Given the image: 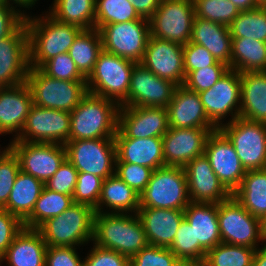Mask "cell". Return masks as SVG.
I'll return each mask as SVG.
<instances>
[{"mask_svg": "<svg viewBox=\"0 0 266 266\" xmlns=\"http://www.w3.org/2000/svg\"><path fill=\"white\" fill-rule=\"evenodd\" d=\"M92 241L129 259L149 245L137 213L95 212Z\"/></svg>", "mask_w": 266, "mask_h": 266, "instance_id": "1", "label": "cell"}, {"mask_svg": "<svg viewBox=\"0 0 266 266\" xmlns=\"http://www.w3.org/2000/svg\"><path fill=\"white\" fill-rule=\"evenodd\" d=\"M29 36V67L40 68L49 59L69 51L82 28L56 20L49 13L24 19Z\"/></svg>", "mask_w": 266, "mask_h": 266, "instance_id": "2", "label": "cell"}, {"mask_svg": "<svg viewBox=\"0 0 266 266\" xmlns=\"http://www.w3.org/2000/svg\"><path fill=\"white\" fill-rule=\"evenodd\" d=\"M119 107L113 100L87 92L70 112L69 141L114 138Z\"/></svg>", "mask_w": 266, "mask_h": 266, "instance_id": "3", "label": "cell"}, {"mask_svg": "<svg viewBox=\"0 0 266 266\" xmlns=\"http://www.w3.org/2000/svg\"><path fill=\"white\" fill-rule=\"evenodd\" d=\"M95 209L74 203L58 216L42 223L37 230L47 246L79 247L93 238Z\"/></svg>", "mask_w": 266, "mask_h": 266, "instance_id": "4", "label": "cell"}, {"mask_svg": "<svg viewBox=\"0 0 266 266\" xmlns=\"http://www.w3.org/2000/svg\"><path fill=\"white\" fill-rule=\"evenodd\" d=\"M136 64L102 50L86 79L87 92L113 100L120 106L128 97L131 73Z\"/></svg>", "mask_w": 266, "mask_h": 266, "instance_id": "5", "label": "cell"}, {"mask_svg": "<svg viewBox=\"0 0 266 266\" xmlns=\"http://www.w3.org/2000/svg\"><path fill=\"white\" fill-rule=\"evenodd\" d=\"M191 202L184 167L162 166L153 170L140 207L184 210Z\"/></svg>", "mask_w": 266, "mask_h": 266, "instance_id": "6", "label": "cell"}, {"mask_svg": "<svg viewBox=\"0 0 266 266\" xmlns=\"http://www.w3.org/2000/svg\"><path fill=\"white\" fill-rule=\"evenodd\" d=\"M26 83L33 104L42 108L72 112L87 93L86 81H63L48 77L39 68L30 67Z\"/></svg>", "mask_w": 266, "mask_h": 266, "instance_id": "7", "label": "cell"}, {"mask_svg": "<svg viewBox=\"0 0 266 266\" xmlns=\"http://www.w3.org/2000/svg\"><path fill=\"white\" fill-rule=\"evenodd\" d=\"M219 130L231 142L246 171L266 169V124L241 117Z\"/></svg>", "mask_w": 266, "mask_h": 266, "instance_id": "8", "label": "cell"}, {"mask_svg": "<svg viewBox=\"0 0 266 266\" xmlns=\"http://www.w3.org/2000/svg\"><path fill=\"white\" fill-rule=\"evenodd\" d=\"M222 243L259 248L264 242L262 220L252 216L232 195L218 203Z\"/></svg>", "mask_w": 266, "mask_h": 266, "instance_id": "9", "label": "cell"}, {"mask_svg": "<svg viewBox=\"0 0 266 266\" xmlns=\"http://www.w3.org/2000/svg\"><path fill=\"white\" fill-rule=\"evenodd\" d=\"M64 146L66 159L78 172L91 173L103 180L115 174L114 138L71 140Z\"/></svg>", "mask_w": 266, "mask_h": 266, "instance_id": "10", "label": "cell"}, {"mask_svg": "<svg viewBox=\"0 0 266 266\" xmlns=\"http://www.w3.org/2000/svg\"><path fill=\"white\" fill-rule=\"evenodd\" d=\"M98 31L104 51L141 63L150 36L149 19L107 24Z\"/></svg>", "mask_w": 266, "mask_h": 266, "instance_id": "11", "label": "cell"}, {"mask_svg": "<svg viewBox=\"0 0 266 266\" xmlns=\"http://www.w3.org/2000/svg\"><path fill=\"white\" fill-rule=\"evenodd\" d=\"M194 18L193 0H161L149 18L150 35L185 45L190 41Z\"/></svg>", "mask_w": 266, "mask_h": 266, "instance_id": "12", "label": "cell"}, {"mask_svg": "<svg viewBox=\"0 0 266 266\" xmlns=\"http://www.w3.org/2000/svg\"><path fill=\"white\" fill-rule=\"evenodd\" d=\"M70 112L32 105L25 125L12 141L64 145L70 136Z\"/></svg>", "mask_w": 266, "mask_h": 266, "instance_id": "13", "label": "cell"}, {"mask_svg": "<svg viewBox=\"0 0 266 266\" xmlns=\"http://www.w3.org/2000/svg\"><path fill=\"white\" fill-rule=\"evenodd\" d=\"M198 94L209 121L217 129L223 125L222 121L226 116L231 115L228 123L240 116V72L229 69L210 89Z\"/></svg>", "mask_w": 266, "mask_h": 266, "instance_id": "14", "label": "cell"}, {"mask_svg": "<svg viewBox=\"0 0 266 266\" xmlns=\"http://www.w3.org/2000/svg\"><path fill=\"white\" fill-rule=\"evenodd\" d=\"M8 144L19 159L20 170L44 184L66 159V148L62 144L20 141H10Z\"/></svg>", "mask_w": 266, "mask_h": 266, "instance_id": "15", "label": "cell"}, {"mask_svg": "<svg viewBox=\"0 0 266 266\" xmlns=\"http://www.w3.org/2000/svg\"><path fill=\"white\" fill-rule=\"evenodd\" d=\"M169 128L167 108L124 106L119 107L114 138L162 137Z\"/></svg>", "mask_w": 266, "mask_h": 266, "instance_id": "16", "label": "cell"}, {"mask_svg": "<svg viewBox=\"0 0 266 266\" xmlns=\"http://www.w3.org/2000/svg\"><path fill=\"white\" fill-rule=\"evenodd\" d=\"M176 88L177 85L175 83L156 76L141 63H137L131 73L128 97L120 107L143 106L167 108Z\"/></svg>", "mask_w": 266, "mask_h": 266, "instance_id": "17", "label": "cell"}, {"mask_svg": "<svg viewBox=\"0 0 266 266\" xmlns=\"http://www.w3.org/2000/svg\"><path fill=\"white\" fill-rule=\"evenodd\" d=\"M29 36L23 21L0 39V82L5 86L25 83L29 70Z\"/></svg>", "mask_w": 266, "mask_h": 266, "instance_id": "18", "label": "cell"}, {"mask_svg": "<svg viewBox=\"0 0 266 266\" xmlns=\"http://www.w3.org/2000/svg\"><path fill=\"white\" fill-rule=\"evenodd\" d=\"M204 154L219 181L232 194L241 184L246 170L235 148L219 129L208 136Z\"/></svg>", "mask_w": 266, "mask_h": 266, "instance_id": "19", "label": "cell"}, {"mask_svg": "<svg viewBox=\"0 0 266 266\" xmlns=\"http://www.w3.org/2000/svg\"><path fill=\"white\" fill-rule=\"evenodd\" d=\"M141 64L177 86L185 81L183 45L149 36Z\"/></svg>", "mask_w": 266, "mask_h": 266, "instance_id": "20", "label": "cell"}, {"mask_svg": "<svg viewBox=\"0 0 266 266\" xmlns=\"http://www.w3.org/2000/svg\"><path fill=\"white\" fill-rule=\"evenodd\" d=\"M217 128H174L162 136L166 166L185 167L204 154L208 136Z\"/></svg>", "mask_w": 266, "mask_h": 266, "instance_id": "21", "label": "cell"}, {"mask_svg": "<svg viewBox=\"0 0 266 266\" xmlns=\"http://www.w3.org/2000/svg\"><path fill=\"white\" fill-rule=\"evenodd\" d=\"M191 202L218 204L232 194L219 181L205 154L184 167Z\"/></svg>", "mask_w": 266, "mask_h": 266, "instance_id": "22", "label": "cell"}, {"mask_svg": "<svg viewBox=\"0 0 266 266\" xmlns=\"http://www.w3.org/2000/svg\"><path fill=\"white\" fill-rule=\"evenodd\" d=\"M32 105L31 89L26 82L6 86L0 92V134L15 132L13 139H16L25 125Z\"/></svg>", "mask_w": 266, "mask_h": 266, "instance_id": "23", "label": "cell"}, {"mask_svg": "<svg viewBox=\"0 0 266 266\" xmlns=\"http://www.w3.org/2000/svg\"><path fill=\"white\" fill-rule=\"evenodd\" d=\"M167 111L169 127L216 128L209 121L199 94L184 85L177 86Z\"/></svg>", "mask_w": 266, "mask_h": 266, "instance_id": "24", "label": "cell"}, {"mask_svg": "<svg viewBox=\"0 0 266 266\" xmlns=\"http://www.w3.org/2000/svg\"><path fill=\"white\" fill-rule=\"evenodd\" d=\"M149 245L169 248L175 238L184 210L144 208L137 212Z\"/></svg>", "mask_w": 266, "mask_h": 266, "instance_id": "25", "label": "cell"}, {"mask_svg": "<svg viewBox=\"0 0 266 266\" xmlns=\"http://www.w3.org/2000/svg\"><path fill=\"white\" fill-rule=\"evenodd\" d=\"M114 139L116 162L142 165L152 170L165 166L162 137Z\"/></svg>", "mask_w": 266, "mask_h": 266, "instance_id": "26", "label": "cell"}, {"mask_svg": "<svg viewBox=\"0 0 266 266\" xmlns=\"http://www.w3.org/2000/svg\"><path fill=\"white\" fill-rule=\"evenodd\" d=\"M205 47L231 69L232 37L229 27L195 16L190 41Z\"/></svg>", "mask_w": 266, "mask_h": 266, "instance_id": "27", "label": "cell"}, {"mask_svg": "<svg viewBox=\"0 0 266 266\" xmlns=\"http://www.w3.org/2000/svg\"><path fill=\"white\" fill-rule=\"evenodd\" d=\"M184 218L194 230L195 243H199L206 252L222 242L218 204L190 202L184 209Z\"/></svg>", "mask_w": 266, "mask_h": 266, "instance_id": "28", "label": "cell"}, {"mask_svg": "<svg viewBox=\"0 0 266 266\" xmlns=\"http://www.w3.org/2000/svg\"><path fill=\"white\" fill-rule=\"evenodd\" d=\"M47 244L37 229L25 228L3 254L8 266H45Z\"/></svg>", "mask_w": 266, "mask_h": 266, "instance_id": "29", "label": "cell"}, {"mask_svg": "<svg viewBox=\"0 0 266 266\" xmlns=\"http://www.w3.org/2000/svg\"><path fill=\"white\" fill-rule=\"evenodd\" d=\"M240 116L266 124V71L240 73Z\"/></svg>", "mask_w": 266, "mask_h": 266, "instance_id": "30", "label": "cell"}, {"mask_svg": "<svg viewBox=\"0 0 266 266\" xmlns=\"http://www.w3.org/2000/svg\"><path fill=\"white\" fill-rule=\"evenodd\" d=\"M104 206H106L104 210ZM109 207V210H107ZM140 208V194L128 186L117 175L102 182L101 195L95 212L135 214ZM107 210V211H106Z\"/></svg>", "mask_w": 266, "mask_h": 266, "instance_id": "31", "label": "cell"}, {"mask_svg": "<svg viewBox=\"0 0 266 266\" xmlns=\"http://www.w3.org/2000/svg\"><path fill=\"white\" fill-rule=\"evenodd\" d=\"M232 196L252 215L266 217V169L246 171Z\"/></svg>", "mask_w": 266, "mask_h": 266, "instance_id": "32", "label": "cell"}, {"mask_svg": "<svg viewBox=\"0 0 266 266\" xmlns=\"http://www.w3.org/2000/svg\"><path fill=\"white\" fill-rule=\"evenodd\" d=\"M43 188L42 181L20 170L3 209L24 221L32 213Z\"/></svg>", "mask_w": 266, "mask_h": 266, "instance_id": "33", "label": "cell"}, {"mask_svg": "<svg viewBox=\"0 0 266 266\" xmlns=\"http://www.w3.org/2000/svg\"><path fill=\"white\" fill-rule=\"evenodd\" d=\"M231 69L240 73L266 71V43L251 38H232Z\"/></svg>", "mask_w": 266, "mask_h": 266, "instance_id": "34", "label": "cell"}, {"mask_svg": "<svg viewBox=\"0 0 266 266\" xmlns=\"http://www.w3.org/2000/svg\"><path fill=\"white\" fill-rule=\"evenodd\" d=\"M101 36L96 28L83 29L69 48V56L79 72L87 79L92 73L99 53L102 51Z\"/></svg>", "mask_w": 266, "mask_h": 266, "instance_id": "35", "label": "cell"}, {"mask_svg": "<svg viewBox=\"0 0 266 266\" xmlns=\"http://www.w3.org/2000/svg\"><path fill=\"white\" fill-rule=\"evenodd\" d=\"M49 14L56 20L82 29L95 28L96 0H54Z\"/></svg>", "mask_w": 266, "mask_h": 266, "instance_id": "36", "label": "cell"}, {"mask_svg": "<svg viewBox=\"0 0 266 266\" xmlns=\"http://www.w3.org/2000/svg\"><path fill=\"white\" fill-rule=\"evenodd\" d=\"M73 204V196L57 193L44 186L32 213L23 221L24 227L37 229L47 219L58 216Z\"/></svg>", "mask_w": 266, "mask_h": 266, "instance_id": "37", "label": "cell"}, {"mask_svg": "<svg viewBox=\"0 0 266 266\" xmlns=\"http://www.w3.org/2000/svg\"><path fill=\"white\" fill-rule=\"evenodd\" d=\"M257 248L219 243L206 252L204 266H253Z\"/></svg>", "mask_w": 266, "mask_h": 266, "instance_id": "38", "label": "cell"}, {"mask_svg": "<svg viewBox=\"0 0 266 266\" xmlns=\"http://www.w3.org/2000/svg\"><path fill=\"white\" fill-rule=\"evenodd\" d=\"M232 38H251L266 43V7L240 11L229 26Z\"/></svg>", "mask_w": 266, "mask_h": 266, "instance_id": "39", "label": "cell"}, {"mask_svg": "<svg viewBox=\"0 0 266 266\" xmlns=\"http://www.w3.org/2000/svg\"><path fill=\"white\" fill-rule=\"evenodd\" d=\"M138 19L141 17L128 0H96L95 28Z\"/></svg>", "mask_w": 266, "mask_h": 266, "instance_id": "40", "label": "cell"}, {"mask_svg": "<svg viewBox=\"0 0 266 266\" xmlns=\"http://www.w3.org/2000/svg\"><path fill=\"white\" fill-rule=\"evenodd\" d=\"M169 249L179 261L203 262L206 256V251L199 243H195L194 230L185 218L180 223Z\"/></svg>", "mask_w": 266, "mask_h": 266, "instance_id": "41", "label": "cell"}, {"mask_svg": "<svg viewBox=\"0 0 266 266\" xmlns=\"http://www.w3.org/2000/svg\"><path fill=\"white\" fill-rule=\"evenodd\" d=\"M195 16L229 27L240 11L230 0H193Z\"/></svg>", "mask_w": 266, "mask_h": 266, "instance_id": "42", "label": "cell"}, {"mask_svg": "<svg viewBox=\"0 0 266 266\" xmlns=\"http://www.w3.org/2000/svg\"><path fill=\"white\" fill-rule=\"evenodd\" d=\"M48 77L63 81H86L69 53L59 54L46 61L40 68Z\"/></svg>", "mask_w": 266, "mask_h": 266, "instance_id": "43", "label": "cell"}, {"mask_svg": "<svg viewBox=\"0 0 266 266\" xmlns=\"http://www.w3.org/2000/svg\"><path fill=\"white\" fill-rule=\"evenodd\" d=\"M230 69L228 65L216 62L213 66L191 71L185 78L184 86L194 92L210 89Z\"/></svg>", "mask_w": 266, "mask_h": 266, "instance_id": "44", "label": "cell"}, {"mask_svg": "<svg viewBox=\"0 0 266 266\" xmlns=\"http://www.w3.org/2000/svg\"><path fill=\"white\" fill-rule=\"evenodd\" d=\"M102 182L103 179L99 176L78 172L73 194L74 203L86 204L95 209L101 195Z\"/></svg>", "mask_w": 266, "mask_h": 266, "instance_id": "45", "label": "cell"}, {"mask_svg": "<svg viewBox=\"0 0 266 266\" xmlns=\"http://www.w3.org/2000/svg\"><path fill=\"white\" fill-rule=\"evenodd\" d=\"M19 172V159L9 148L0 157V209L6 206L16 176Z\"/></svg>", "mask_w": 266, "mask_h": 266, "instance_id": "46", "label": "cell"}, {"mask_svg": "<svg viewBox=\"0 0 266 266\" xmlns=\"http://www.w3.org/2000/svg\"><path fill=\"white\" fill-rule=\"evenodd\" d=\"M152 172L153 170L146 166L128 162H115V175L138 194H141L145 190Z\"/></svg>", "mask_w": 266, "mask_h": 266, "instance_id": "47", "label": "cell"}, {"mask_svg": "<svg viewBox=\"0 0 266 266\" xmlns=\"http://www.w3.org/2000/svg\"><path fill=\"white\" fill-rule=\"evenodd\" d=\"M178 258L169 248L148 245L130 258L131 266H175Z\"/></svg>", "mask_w": 266, "mask_h": 266, "instance_id": "48", "label": "cell"}, {"mask_svg": "<svg viewBox=\"0 0 266 266\" xmlns=\"http://www.w3.org/2000/svg\"><path fill=\"white\" fill-rule=\"evenodd\" d=\"M78 171L65 159L58 171L44 184V186L57 193L73 196Z\"/></svg>", "mask_w": 266, "mask_h": 266, "instance_id": "49", "label": "cell"}, {"mask_svg": "<svg viewBox=\"0 0 266 266\" xmlns=\"http://www.w3.org/2000/svg\"><path fill=\"white\" fill-rule=\"evenodd\" d=\"M183 57L185 76L191 71L213 66L217 62L205 47L192 42L183 45Z\"/></svg>", "mask_w": 266, "mask_h": 266, "instance_id": "50", "label": "cell"}, {"mask_svg": "<svg viewBox=\"0 0 266 266\" xmlns=\"http://www.w3.org/2000/svg\"><path fill=\"white\" fill-rule=\"evenodd\" d=\"M24 229L23 221L8 210L0 209V253L4 254L15 237Z\"/></svg>", "mask_w": 266, "mask_h": 266, "instance_id": "51", "label": "cell"}, {"mask_svg": "<svg viewBox=\"0 0 266 266\" xmlns=\"http://www.w3.org/2000/svg\"><path fill=\"white\" fill-rule=\"evenodd\" d=\"M88 253L83 259L84 266H128L130 264L128 257L94 244Z\"/></svg>", "mask_w": 266, "mask_h": 266, "instance_id": "52", "label": "cell"}, {"mask_svg": "<svg viewBox=\"0 0 266 266\" xmlns=\"http://www.w3.org/2000/svg\"><path fill=\"white\" fill-rule=\"evenodd\" d=\"M77 247L47 246L45 266H84Z\"/></svg>", "mask_w": 266, "mask_h": 266, "instance_id": "53", "label": "cell"}, {"mask_svg": "<svg viewBox=\"0 0 266 266\" xmlns=\"http://www.w3.org/2000/svg\"><path fill=\"white\" fill-rule=\"evenodd\" d=\"M25 10L8 3H0V39L9 36L25 19Z\"/></svg>", "mask_w": 266, "mask_h": 266, "instance_id": "54", "label": "cell"}, {"mask_svg": "<svg viewBox=\"0 0 266 266\" xmlns=\"http://www.w3.org/2000/svg\"><path fill=\"white\" fill-rule=\"evenodd\" d=\"M132 3L137 13L146 19H149L157 10L161 0H128Z\"/></svg>", "mask_w": 266, "mask_h": 266, "instance_id": "55", "label": "cell"}, {"mask_svg": "<svg viewBox=\"0 0 266 266\" xmlns=\"http://www.w3.org/2000/svg\"><path fill=\"white\" fill-rule=\"evenodd\" d=\"M260 245L264 246L257 248L254 255L253 266H266V242Z\"/></svg>", "mask_w": 266, "mask_h": 266, "instance_id": "56", "label": "cell"}, {"mask_svg": "<svg viewBox=\"0 0 266 266\" xmlns=\"http://www.w3.org/2000/svg\"><path fill=\"white\" fill-rule=\"evenodd\" d=\"M239 11H249L259 7L255 0H230Z\"/></svg>", "mask_w": 266, "mask_h": 266, "instance_id": "57", "label": "cell"}, {"mask_svg": "<svg viewBox=\"0 0 266 266\" xmlns=\"http://www.w3.org/2000/svg\"><path fill=\"white\" fill-rule=\"evenodd\" d=\"M6 1L8 4H10L12 6H13V4L14 5L17 4V5H15L16 8L18 6V7H22L21 9H23V8L27 9L28 8V10H29V8L30 7L32 8V6H34L36 4V2L39 0H6Z\"/></svg>", "mask_w": 266, "mask_h": 266, "instance_id": "58", "label": "cell"}, {"mask_svg": "<svg viewBox=\"0 0 266 266\" xmlns=\"http://www.w3.org/2000/svg\"><path fill=\"white\" fill-rule=\"evenodd\" d=\"M175 266H204V263L196 261H178Z\"/></svg>", "mask_w": 266, "mask_h": 266, "instance_id": "59", "label": "cell"}, {"mask_svg": "<svg viewBox=\"0 0 266 266\" xmlns=\"http://www.w3.org/2000/svg\"><path fill=\"white\" fill-rule=\"evenodd\" d=\"M262 234L264 242H266V217L262 220Z\"/></svg>", "mask_w": 266, "mask_h": 266, "instance_id": "60", "label": "cell"}, {"mask_svg": "<svg viewBox=\"0 0 266 266\" xmlns=\"http://www.w3.org/2000/svg\"><path fill=\"white\" fill-rule=\"evenodd\" d=\"M256 4L260 7H266V0H255Z\"/></svg>", "mask_w": 266, "mask_h": 266, "instance_id": "61", "label": "cell"}, {"mask_svg": "<svg viewBox=\"0 0 266 266\" xmlns=\"http://www.w3.org/2000/svg\"><path fill=\"white\" fill-rule=\"evenodd\" d=\"M7 146H6V148L4 150L2 149V151L0 149V157L9 149V145H7Z\"/></svg>", "mask_w": 266, "mask_h": 266, "instance_id": "62", "label": "cell"}, {"mask_svg": "<svg viewBox=\"0 0 266 266\" xmlns=\"http://www.w3.org/2000/svg\"><path fill=\"white\" fill-rule=\"evenodd\" d=\"M4 262V259H3V254L2 253H0V266H2L1 265V263H3Z\"/></svg>", "mask_w": 266, "mask_h": 266, "instance_id": "63", "label": "cell"}, {"mask_svg": "<svg viewBox=\"0 0 266 266\" xmlns=\"http://www.w3.org/2000/svg\"><path fill=\"white\" fill-rule=\"evenodd\" d=\"M6 86L0 82V92L5 88Z\"/></svg>", "mask_w": 266, "mask_h": 266, "instance_id": "64", "label": "cell"}, {"mask_svg": "<svg viewBox=\"0 0 266 266\" xmlns=\"http://www.w3.org/2000/svg\"><path fill=\"white\" fill-rule=\"evenodd\" d=\"M0 3H7L6 0H0Z\"/></svg>", "mask_w": 266, "mask_h": 266, "instance_id": "65", "label": "cell"}]
</instances>
